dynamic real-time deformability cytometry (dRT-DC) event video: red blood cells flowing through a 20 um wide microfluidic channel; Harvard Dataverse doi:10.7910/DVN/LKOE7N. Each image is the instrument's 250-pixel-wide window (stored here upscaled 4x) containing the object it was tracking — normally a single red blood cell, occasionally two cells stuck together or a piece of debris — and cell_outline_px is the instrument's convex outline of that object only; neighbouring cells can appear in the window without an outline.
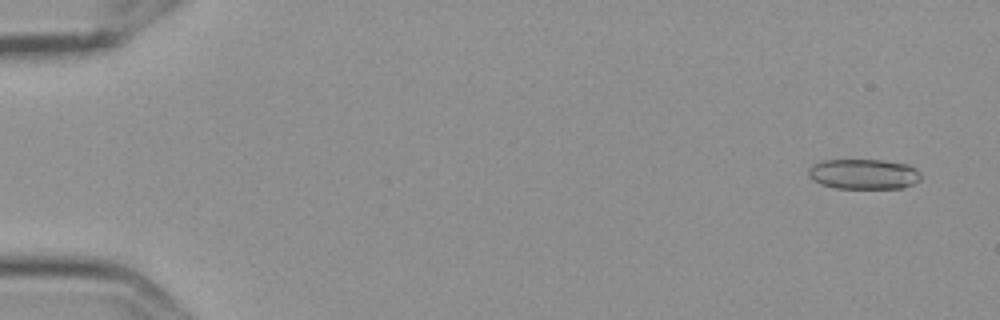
{"species": "Egyptian fruit bat (a non-hibernating species)", "species_latin": "Rousettus aegyptiacus", "temperature_condition": "cold", "stored_images_in_passage": 56, "camera_frame_rate_fps": 3000, "um_per_image_px": 0.085, "frame": {"image": 1, "passage_image": 2, "time_ms": 0.333, "image_size_px": [1000, 320], "cell_outline_px": [[920, 180], [912, 184], [900, 188], [836, 188], [820, 184], [812, 180], [808, 176], [808, 168], [812, 164], [824, 160], [884, 160], [908, 164], [916, 168], [920, 172]], "centroid_in_image_um": [73.39, 14.79], "position_along_channel_um": 11.6, "area_um2": 19.94}}
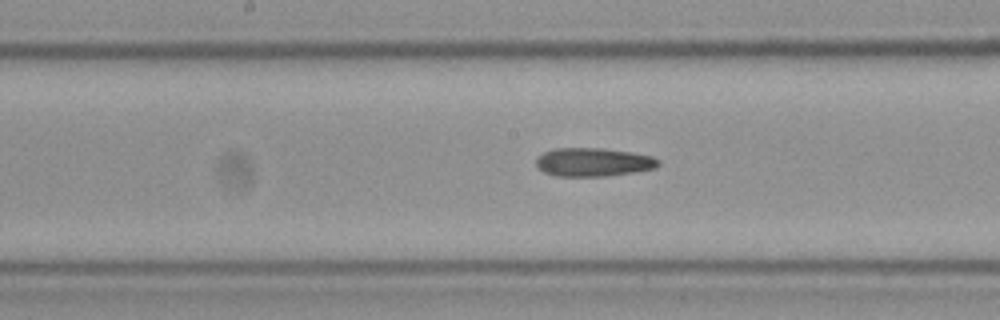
{"frame": {"image": 2, "passage_image": 29, "time_ms": 9.333, "image_size_px": [1000, 320], "cell_outline_px": [[660, 164], [656, 168], [632, 172], [604, 176], [556, 176], [544, 172], [536, 164], [536, 156], [544, 152], [556, 148], [604, 148], [652, 156], [660, 160]], "centroid_in_image_um": [50.42, 13.77], "position_along_channel_um": 197.8, "area_um2": 20.23}}
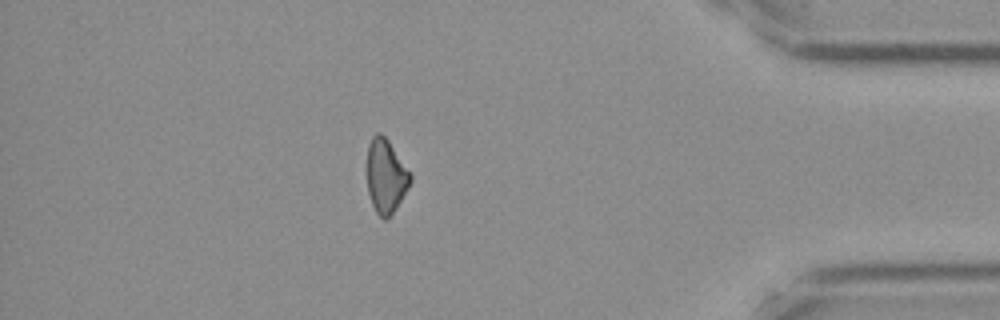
{"frame": {"image": 3, "passage_image": 49, "time_ms": 16.0, "image_size_px": [1000, 320], "cell_outline_px": [[412, 180], [408, 188], [388, 220], [384, 220], [376, 212], [372, 204], [368, 192], [364, 168], [368, 144], [372, 136], [376, 132], [380, 132], [388, 140], [412, 176]], "centroid_in_image_um": [32.74, 14.95], "position_along_channel_um": 402.5, "area_um2": 19.07}, "authors_computed_cell_mechanics": {"area_um2": 19.9121, "velocity_mm_per_s": 3.6115, "shape_relaxation_time_tau1_ms": 9.7622, "shape_relaxation_time_tau2_ms": 11.0849, "deformation_change_tau1": 0.1916, "deformation_change_tau2": 0.2438}}